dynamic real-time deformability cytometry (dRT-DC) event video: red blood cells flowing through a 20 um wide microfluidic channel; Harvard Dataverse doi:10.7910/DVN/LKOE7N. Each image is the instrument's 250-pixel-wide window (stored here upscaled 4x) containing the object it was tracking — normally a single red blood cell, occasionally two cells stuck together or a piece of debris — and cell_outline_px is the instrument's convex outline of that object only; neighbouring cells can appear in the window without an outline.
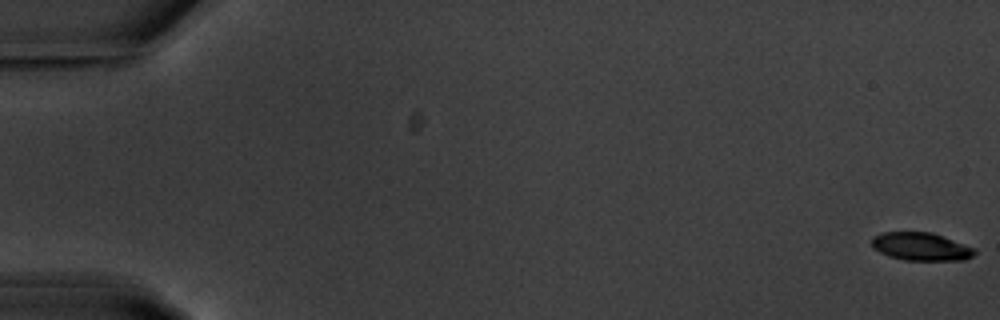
{"species": "common noctule bat (a hibernating species)", "species_latin": "Nyctalus noctula", "temperature_condition": "warm", "stored_images_in_passage": 56, "camera_frame_rate_fps": 3000, "um_per_image_px": 0.085, "animal": {"sex": "male", "body_mass_g": 20.1, "forearm_length_mm": 53.5}, "frame": {"image": 1, "passage_image": 1, "time_ms": 0.0, "image_size_px": [1000, 320], "cell_outline_px": [[976, 252], [972, 256], [964, 260], [904, 260], [888, 256], [872, 248], [872, 236], [880, 232], [932, 232], [976, 248]], "centroid_in_image_um": [78.27, 20.95], "position_along_channel_um": 6.7, "area_um2": 16.94}}
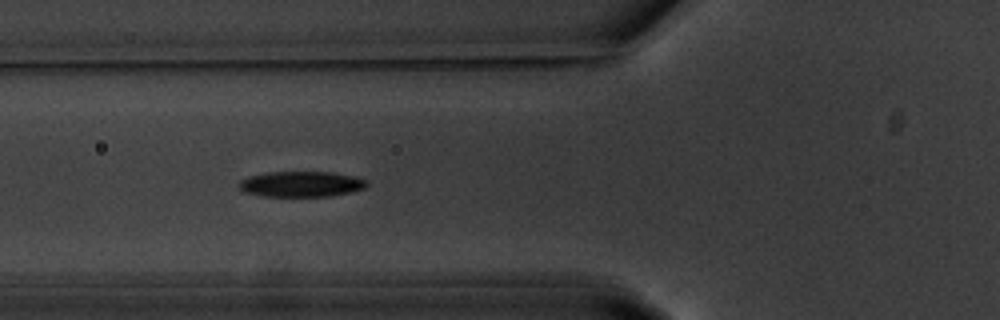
{"frame": {"image": 2, "passage_image": 22, "time_ms": 7.0, "image_size_px": [1000, 320], "cell_outline_px": [[368, 184], [364, 188], [332, 196], [264, 196], [244, 192], [236, 184], [240, 180], [248, 176], [268, 172], [332, 172], [352, 176], [368, 180]], "centroid_in_image_um": [25.57, 15.64], "position_along_channel_um": 100.2, "area_um2": 19.02}}
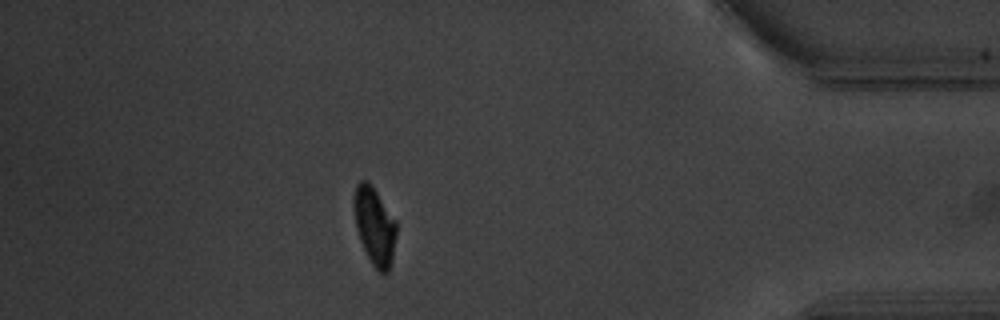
{"frame": {"image": 3, "passage_image": 50, "time_ms": 16.333, "image_size_px": [1000, 320], "cell_outline_px": [[396, 236], [392, 260], [388, 272], [380, 272], [372, 264], [360, 240], [356, 228], [352, 196], [356, 184], [360, 180], [368, 180], [372, 184], [396, 220]], "centroid_in_image_um": [31.82, 19.14], "position_along_channel_um": 403.4, "area_um2": 19.36}, "authors_computed_cell_mechanics": {"area_um2": 19.1896, "velocity_mm_per_s": 3.6604, "shape_relaxation_time_tau1_ms": 2.3287, "shape_relaxation_time_tau2_ms": 5.097, "deformation_change_tau1": 0.149, "deformation_change_tau2": 0.0765}}